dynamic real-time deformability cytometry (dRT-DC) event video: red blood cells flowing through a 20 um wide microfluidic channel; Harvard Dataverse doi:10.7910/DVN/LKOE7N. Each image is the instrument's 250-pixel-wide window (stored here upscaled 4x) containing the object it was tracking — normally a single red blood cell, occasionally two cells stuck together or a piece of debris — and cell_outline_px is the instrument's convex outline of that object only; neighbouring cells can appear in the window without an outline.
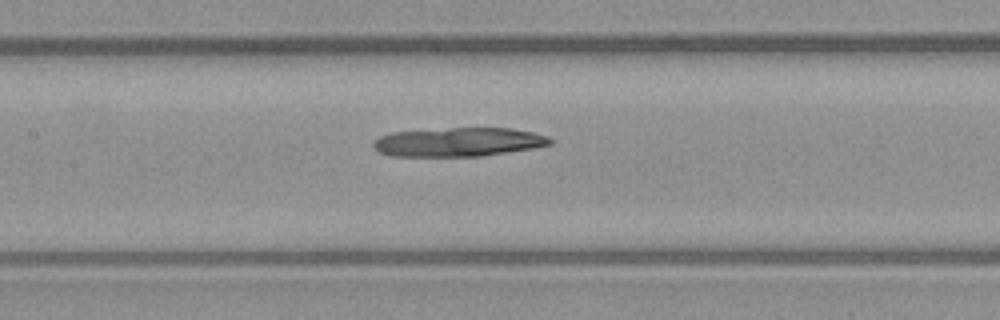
{"species": "common noctule bat (a hibernating species)", "species_latin": "Nyctalus noctula", "temperature_condition": "warm", "stored_images_in_passage": 37, "camera_frame_rate_fps": 3000, "um_per_image_px": 0.085, "animal": {"sex": "male", "body_mass_g": 23.1, "forearm_length_mm": 52.7}, "frame": {"image": 1, "passage_image": 15, "time_ms": 4.667, "image_size_px": [1000, 320], "cell_outline_px": [[552, 144], [536, 148], [480, 156], [392, 156], [380, 152], [372, 144], [380, 136], [392, 132], [452, 128], [512, 128], [532, 132], [548, 136], [552, 140]], "centroid_in_image_um": [39.02, 12.07], "position_along_channel_um": 168.4, "area_um2": 29.65}}